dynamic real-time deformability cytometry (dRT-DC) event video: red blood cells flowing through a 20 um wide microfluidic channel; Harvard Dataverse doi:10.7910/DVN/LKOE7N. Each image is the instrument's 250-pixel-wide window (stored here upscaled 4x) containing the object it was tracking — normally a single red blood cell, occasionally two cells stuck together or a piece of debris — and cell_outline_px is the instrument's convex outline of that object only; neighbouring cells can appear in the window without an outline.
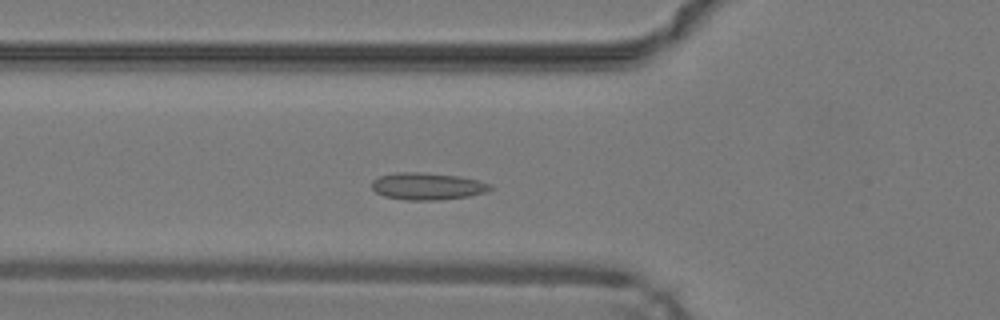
{"species": "common noctule bat (a hibernating species)", "species_latin": "Nyctalus noctula", "temperature_condition": "warm", "stored_images_in_passage": 31, "camera_frame_rate_fps": 3000, "um_per_image_px": 0.085, "animal": {"sex": "male", "body_mass_g": 19.2, "forearm_length_mm": 51.8}, "frame": {"image": 1, "passage_image": 9, "time_ms": 2.667, "image_size_px": [1000, 320], "cell_outline_px": [[492, 188], [488, 192], [468, 196], [440, 200], [408, 200], [384, 196], [376, 192], [372, 188], [372, 180], [380, 176], [396, 172], [420, 172], [456, 176], [480, 180], [492, 184]], "centroid_in_image_um": [36.35, 15.83], "position_along_channel_um": 89.4, "area_um2": 18.73}}
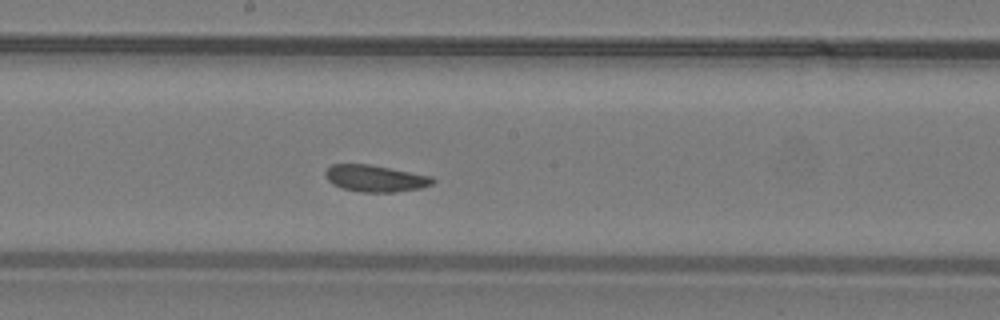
{"frame": {"image": 2, "passage_image": 18, "time_ms": 5.667, "image_size_px": [1000, 320], "cell_outline_px": [[436, 180], [432, 184], [420, 188], [392, 192], [360, 192], [340, 188], [332, 184], [328, 180], [324, 172], [332, 164], [368, 164], [432, 176]], "centroid_in_image_um": [31.88, 15.17], "position_along_channel_um": 216.3, "area_um2": 16.65}}
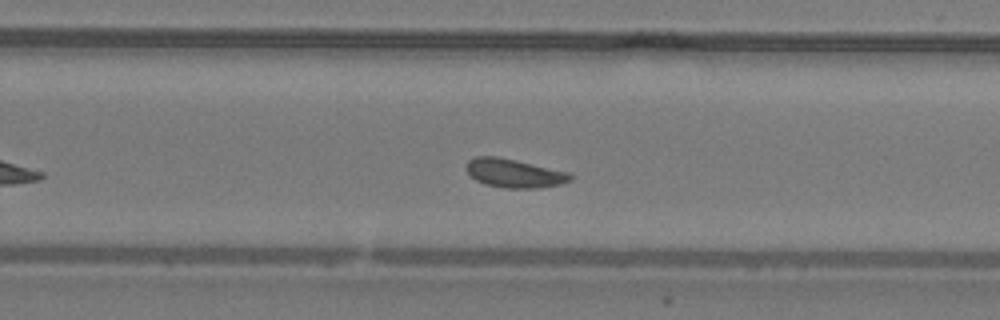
{"frame": {"image": 3, "passage_image": 23, "time_ms": 7.333, "image_size_px": [1000, 320], "cell_outline_px": [[572, 180], [560, 184], [540, 188], [504, 188], [484, 184], [476, 180], [464, 168], [464, 164], [468, 160], [476, 156], [496, 156], [568, 172], [572, 176]], "centroid_in_image_um": [43.66, 14.73], "position_along_channel_um": 286.1, "area_um2": 17.34}, "authors_computed_cell_mechanics": {"area_um2": 17.34, "velocity_mm_per_s": 4.2161, "shape_relaxation_time_tau1_ms": 3.2172, "shape_relaxation_time_tau2_ms": 1.2429, "deformation_change_tau1": 0.0803, "deformation_change_tau2": 0.0659}}